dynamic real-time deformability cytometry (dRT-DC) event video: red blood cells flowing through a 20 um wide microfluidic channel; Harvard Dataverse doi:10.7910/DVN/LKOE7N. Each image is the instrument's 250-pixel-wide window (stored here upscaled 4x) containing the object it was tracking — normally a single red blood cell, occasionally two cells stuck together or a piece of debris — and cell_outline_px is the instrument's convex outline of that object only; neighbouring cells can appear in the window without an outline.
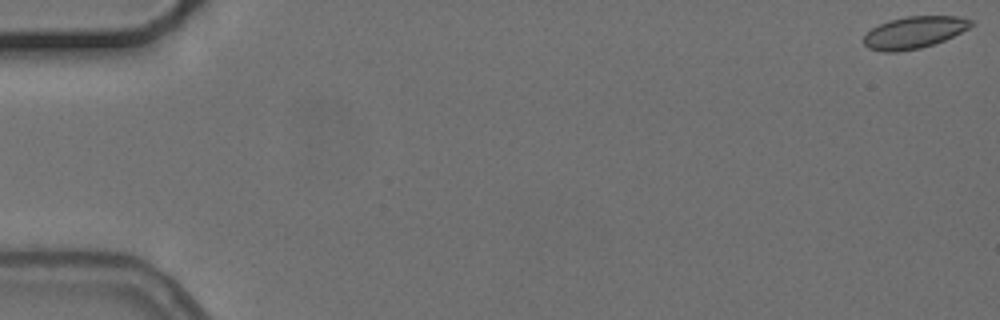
{"species": "common noctule bat (a hibernating species)", "species_latin": "Nyctalus noctula", "temperature_condition": "cold", "stored_images_in_passage": 3, "camera_frame_rate_fps": 3000, "um_per_image_px": 0.085, "animal": {"sex": "female", "body_mass_g": 24.6, "forearm_length_mm": 56.2}, "frame": {"image": 1, "passage_image": 1, "time_ms": 0.0, "image_size_px": [1000, 320], "cell_outline_px": [[976, 24], [944, 40], [920, 48], [896, 52], [884, 52], [868, 48], [864, 44], [864, 36], [872, 28], [888, 20], [908, 16], [956, 16], [972, 20]], "centroid_in_image_um": [77.7, 2.75], "position_along_channel_um": 7.3, "area_um2": 19.83}}